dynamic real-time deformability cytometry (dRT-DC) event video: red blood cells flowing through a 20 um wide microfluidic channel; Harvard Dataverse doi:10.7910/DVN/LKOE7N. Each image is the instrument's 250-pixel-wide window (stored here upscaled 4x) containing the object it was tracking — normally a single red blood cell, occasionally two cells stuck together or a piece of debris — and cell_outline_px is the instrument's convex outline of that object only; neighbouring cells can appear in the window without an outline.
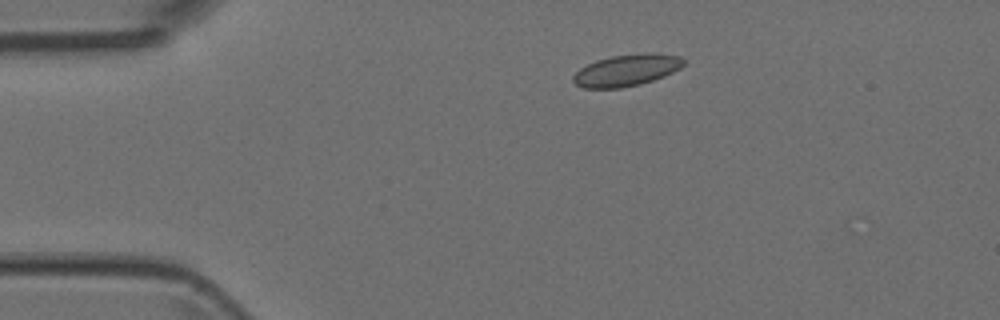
{"species": "Egyptian fruit bat (a non-hibernating species)", "species_latin": "Rousettus aegyptiacus", "temperature_condition": "room temperature", "stored_images_in_passage": 6, "camera_frame_rate_fps": 3000, "um_per_image_px": 0.085, "animal": {"sex": "female"}, "frame": {"image": 1, "passage_image": 3, "time_ms": 0.667, "image_size_px": [1000, 320], "cell_outline_px": [[684, 64], [680, 68], [664, 76], [640, 84], [620, 88], [584, 88], [576, 84], [572, 80], [572, 76], [580, 68], [596, 60], [612, 56], [644, 52], [680, 56], [684, 60]], "centroid_in_image_um": [53.24, 5.97], "position_along_channel_um": 31.8, "area_um2": 20.29}}
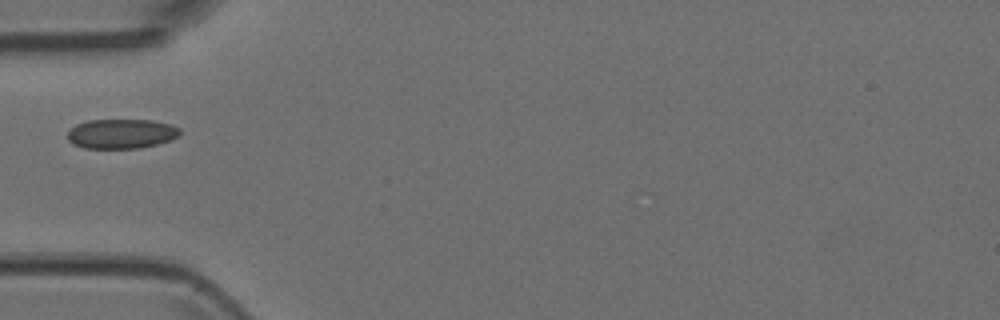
{"frame": {"image": 2, "passage_image": 5, "time_ms": 1.333, "image_size_px": [1000, 320], "cell_outline_px": [[180, 132], [176, 136], [168, 140], [156, 144], [136, 148], [84, 148], [72, 144], [68, 140], [68, 132], [76, 124], [88, 120], [152, 120], [172, 124], [180, 128]], "centroid_in_image_um": [10.29, 11.36], "position_along_channel_um": 74.7, "area_um2": 19.25}}
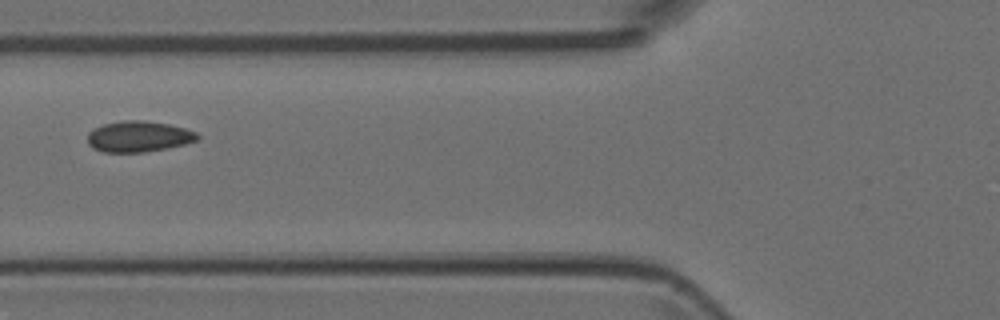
{"frame": {"image": 3, "passage_image": 6, "time_ms": 1.667, "image_size_px": [1000, 320], "cell_outline_px": [[200, 136], [196, 140], [184, 144], [168, 148], [144, 152], [104, 152], [92, 148], [88, 144], [88, 132], [92, 128], [104, 124], [124, 120], [144, 120], [168, 124], [184, 128], [196, 132]], "centroid_in_image_um": [11.75, 11.6], "position_along_channel_um": 114.0, "area_um2": 19.83}}